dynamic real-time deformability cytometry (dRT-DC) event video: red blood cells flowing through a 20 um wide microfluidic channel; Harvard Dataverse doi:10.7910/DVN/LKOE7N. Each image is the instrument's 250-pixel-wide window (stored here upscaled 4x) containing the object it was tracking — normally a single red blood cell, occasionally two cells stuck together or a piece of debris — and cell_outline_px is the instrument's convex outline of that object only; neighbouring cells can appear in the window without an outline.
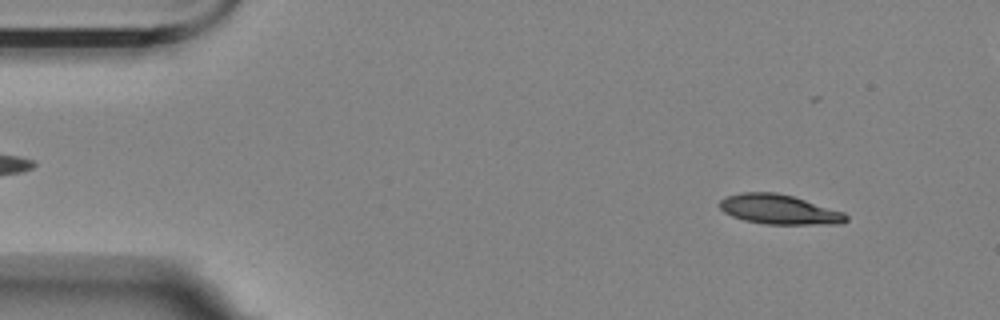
{"species": "Egyptian fruit bat (a non-hibernating species)", "species_latin": "Rousettus aegyptiacus", "temperature_condition": "room temperature", "stored_images_in_passage": 43, "camera_frame_rate_fps": 3000, "um_per_image_px": 0.085, "animal": {"sex": "female"}, "frame": {"image": 1, "passage_image": 5, "time_ms": 1.333, "image_size_px": [1000, 320], "cell_outline_px": [[848, 220], [840, 224], [764, 224], [744, 220], [732, 216], [724, 212], [716, 204], [720, 200], [728, 196], [740, 192], [776, 192], [792, 196], [844, 212], [848, 216]], "centroid_in_image_um": [66.2, 17.8], "position_along_channel_um": 18.8, "area_um2": 21.91}}
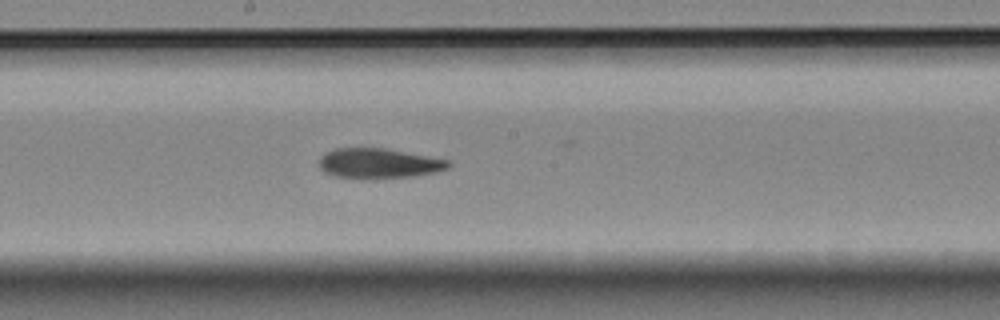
{"frame": {"image": 2, "passage_image": 29, "time_ms": 9.333, "image_size_px": [1000, 320], "cell_outline_px": [[452, 168], [436, 172], [416, 176], [376, 180], [368, 180], [336, 176], [324, 172], [320, 168], [320, 156], [324, 152], [336, 148], [384, 148], [452, 160]], "centroid_in_image_um": [32.25, 13.91], "position_along_channel_um": 215.9, "area_um2": 23.35}}
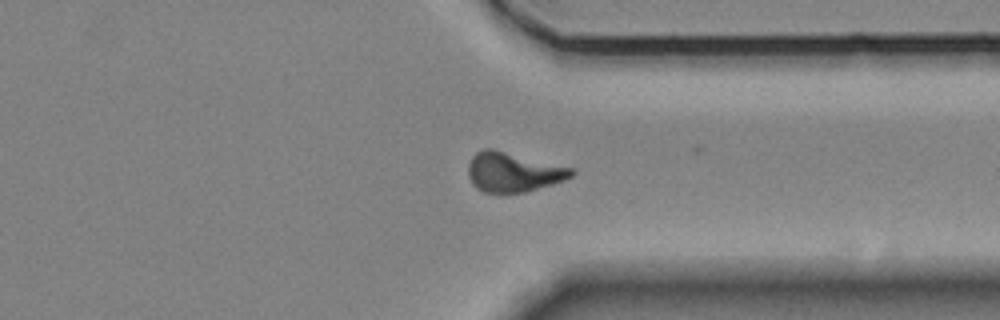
{"frame": {"image": 3, "passage_image": 42, "time_ms": 13.667, "image_size_px": [1000, 320], "cell_outline_px": [[576, 172], [572, 176], [564, 180], [552, 184], [524, 192], [484, 192], [476, 188], [472, 184], [468, 176], [468, 164], [472, 156], [476, 152], [484, 148], [492, 148], [572, 168]], "centroid_in_image_um": [43.59, 14.62], "position_along_channel_um": 367.8, "area_um2": 23.64}, "authors_computed_cell_mechanics": {"area_um2": 22.8888, "velocity_mm_per_s": 3.5162, "shape_relaxation_time_tau1_ms": 11.2784, "shape_relaxation_time_tau2_ms": 5.4537, "deformation_change_tau1": 0.2781, "deformation_change_tau2": 0.1348}}